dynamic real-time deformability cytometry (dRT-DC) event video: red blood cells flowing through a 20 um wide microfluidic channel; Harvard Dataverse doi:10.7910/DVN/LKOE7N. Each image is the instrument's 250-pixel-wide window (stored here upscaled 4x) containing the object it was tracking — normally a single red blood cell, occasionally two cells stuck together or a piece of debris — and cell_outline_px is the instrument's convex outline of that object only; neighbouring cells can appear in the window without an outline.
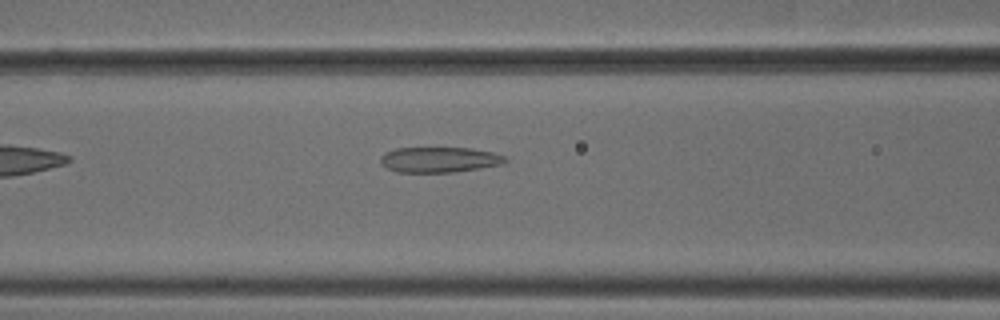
{"species": "common noctule bat (a hibernating species)", "species_latin": "Nyctalus noctula", "temperature_condition": "cold", "stored_images_in_passage": 24, "camera_frame_rate_fps": 3000, "um_per_image_px": 0.085, "animal": {"sex": "male", "body_mass_g": 18.8}, "frame": {"image": 1, "passage_image": 7, "time_ms": 2.0, "image_size_px": [1000, 320], "cell_outline_px": [[508, 160], [504, 164], [480, 168], [452, 172], [396, 172], [380, 164], [380, 156], [384, 152], [396, 148], [472, 148], [492, 152], [504, 156]], "centroid_in_image_um": [37.32, 13.57], "position_along_channel_um": 129.3, "area_um2": 18.55}}
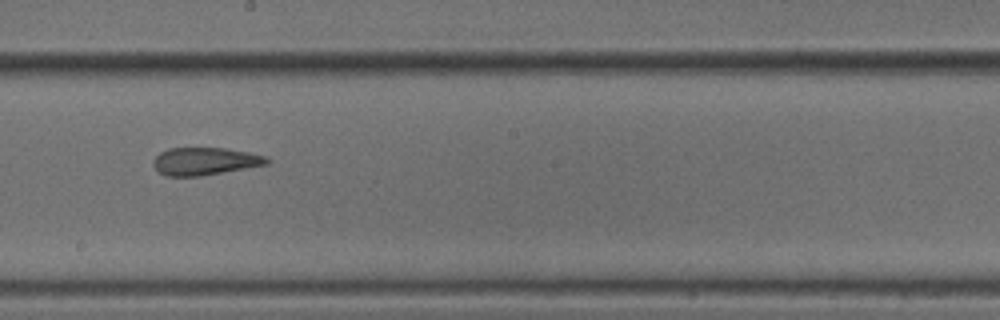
{"frame": {"image": 2, "passage_image": 15, "time_ms": 4.667, "image_size_px": [1000, 320], "cell_outline_px": [[272, 160], [268, 164], [200, 176], [168, 176], [160, 172], [152, 164], [152, 160], [160, 152], [168, 148], [224, 148], [248, 152], [268, 156]], "centroid_in_image_um": [17.44, 13.7], "position_along_channel_um": 230.8, "area_um2": 18.26}}
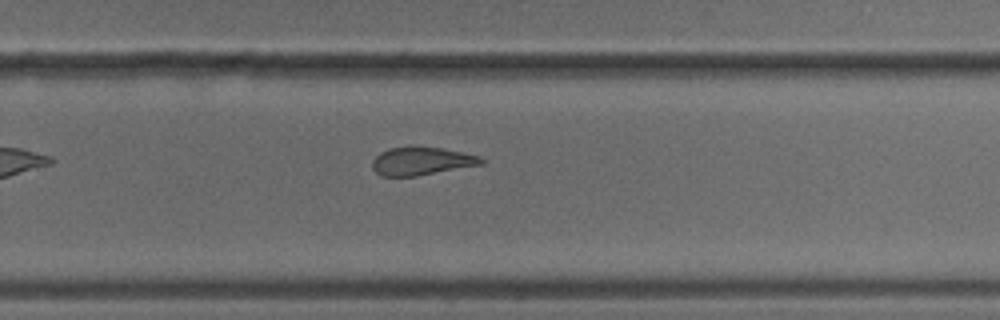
{"frame": {"image": 3, "passage_image": 20, "time_ms": 6.333, "image_size_px": [1000, 320], "cell_outline_px": [[484, 164], [416, 176], [380, 176], [372, 168], [372, 160], [380, 152], [388, 148], [412, 144], [440, 148], [480, 156], [484, 160]], "centroid_in_image_um": [35.78, 13.67], "position_along_channel_um": 294.0, "area_um2": 18.21}}